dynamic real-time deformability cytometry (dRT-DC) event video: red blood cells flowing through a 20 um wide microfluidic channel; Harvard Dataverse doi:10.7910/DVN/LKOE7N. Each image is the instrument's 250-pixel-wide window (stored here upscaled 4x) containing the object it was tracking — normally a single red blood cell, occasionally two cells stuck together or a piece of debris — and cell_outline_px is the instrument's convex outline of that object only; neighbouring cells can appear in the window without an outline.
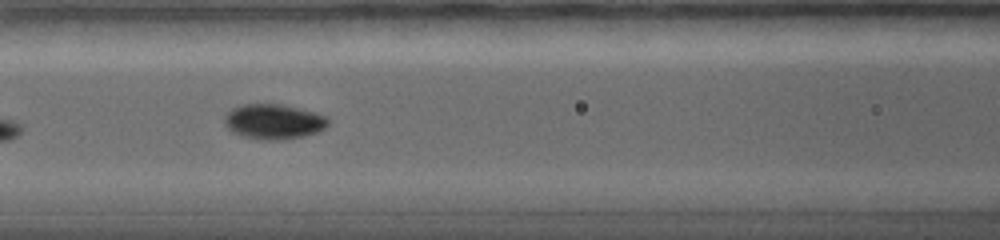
{"species": "common noctule bat (a hibernating species)", "species_latin": "Nyctalus noctula", "temperature_condition": "warm", "stored_images_in_passage": 20, "camera_frame_rate_fps": 5000, "um_per_image_px": 0.085, "animal": {"sex": "female", "body_mass_g": 19.0, "forearm_length_mm": 56.7}, "frame": {"image": 1, "passage_image": 6, "time_ms": 4.4, "image_size_px": [1000, 240], "cell_outline_px": [[328, 124], [320, 132], [304, 136], [280, 140], [260, 140], [244, 136], [232, 132], [224, 124], [224, 116], [232, 108], [240, 104], [280, 104], [328, 116]], "centroid_in_image_um": [23.24, 10.34], "position_along_channel_um": 143.4, "area_um2": 21.21}}
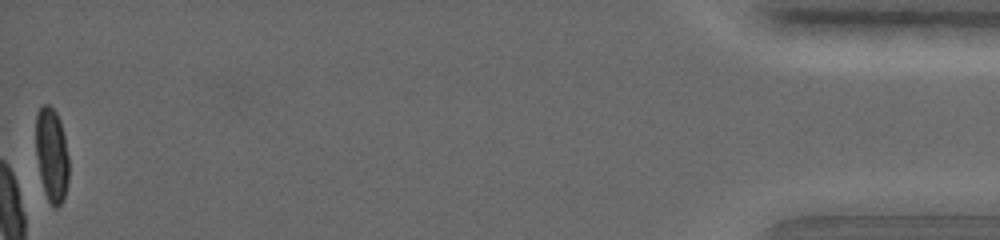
{"frame": {"image": 2, "passage_image": 20, "time_ms": 16.8, "image_size_px": [1000, 240], "cell_outline_px": [[68, 180], [64, 200], [56, 208], [52, 208], [44, 192], [40, 176], [36, 156], [36, 112], [40, 104], [48, 104], [56, 112], [60, 120], [64, 136], [68, 156]], "centroid_in_image_um": [4.38, 13.16], "position_along_channel_um": 430.8, "area_um2": 18.32}, "authors_computed_cell_mechanics": {"area_um2": 18.4093, "velocity_mm_per_s": 3.5007, "shape_relaxation_time_tau1_ms": 1.4071, "shape_relaxation_time_tau2_ms": null, "deformation_change_tau1": 0.0899, "deformation_change_tau2": null}}